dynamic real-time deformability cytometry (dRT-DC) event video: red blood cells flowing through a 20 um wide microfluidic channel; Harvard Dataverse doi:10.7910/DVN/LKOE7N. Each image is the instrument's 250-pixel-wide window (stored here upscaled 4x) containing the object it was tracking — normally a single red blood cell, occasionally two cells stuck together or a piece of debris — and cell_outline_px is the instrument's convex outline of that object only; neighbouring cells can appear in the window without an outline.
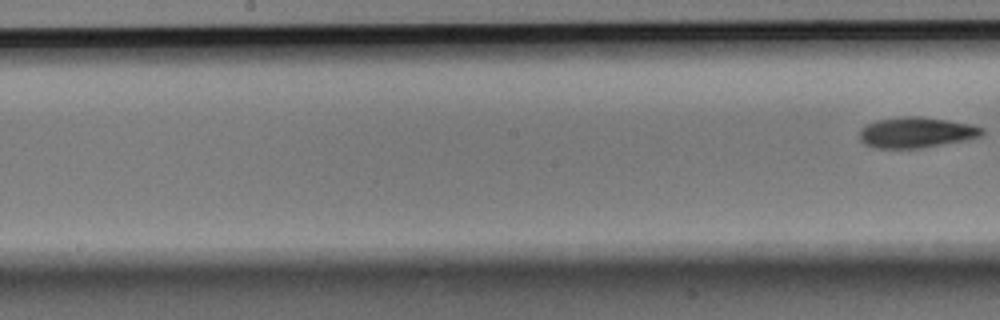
{"species": "Egyptian fruit bat (a non-hibernating species)", "species_latin": "Rousettus aegyptiacus", "temperature_condition": "room temperature", "stored_images_in_passage": 9, "segment_of_instrument_passage": [2, 2], "camera_frame_rate_fps": 3000, "um_per_image_px": 0.085, "animal": {"sex": "male"}, "frame": {"image": 1, "passage_image": 9, "time_ms": 2.667, "image_size_px": [1000, 320], "cell_outline_px": [[984, 132], [980, 136], [964, 140], [920, 148], [876, 148], [864, 144], [860, 140], [860, 128], [864, 124], [876, 120], [904, 116], [920, 116], [948, 120], [968, 124], [984, 128]], "centroid_in_image_um": [77.83, 11.25], "position_along_channel_um": 170.4, "area_um2": 21.85}}